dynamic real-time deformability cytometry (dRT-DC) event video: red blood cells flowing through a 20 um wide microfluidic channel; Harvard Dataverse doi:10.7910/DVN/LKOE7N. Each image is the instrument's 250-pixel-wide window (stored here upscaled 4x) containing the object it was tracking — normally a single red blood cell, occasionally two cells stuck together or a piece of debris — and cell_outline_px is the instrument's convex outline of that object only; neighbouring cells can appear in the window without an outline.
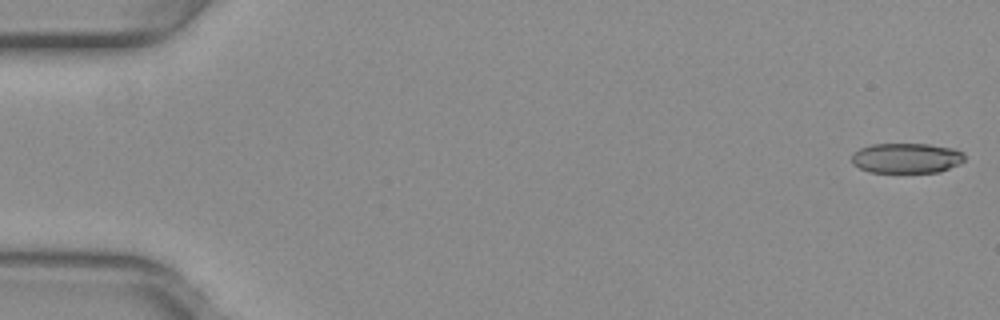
{"species": "common noctule bat (a hibernating species)", "species_latin": "Nyctalus noctula", "temperature_condition": "warm", "stored_images_in_passage": 52, "camera_frame_rate_fps": 3000, "um_per_image_px": 0.085, "animal": {"sex": "female", "body_mass_g": 29.2, "forearm_length_mm": 56.3}, "frame": {"image": 1, "passage_image": 1, "time_ms": 0.0, "image_size_px": [1000, 320], "cell_outline_px": [[964, 160], [960, 164], [940, 172], [868, 172], [852, 164], [852, 152], [860, 148], [872, 144], [928, 144], [952, 148], [964, 152]], "centroid_in_image_um": [77.05, 13.44], "position_along_channel_um": 8.0, "area_um2": 19.94}}
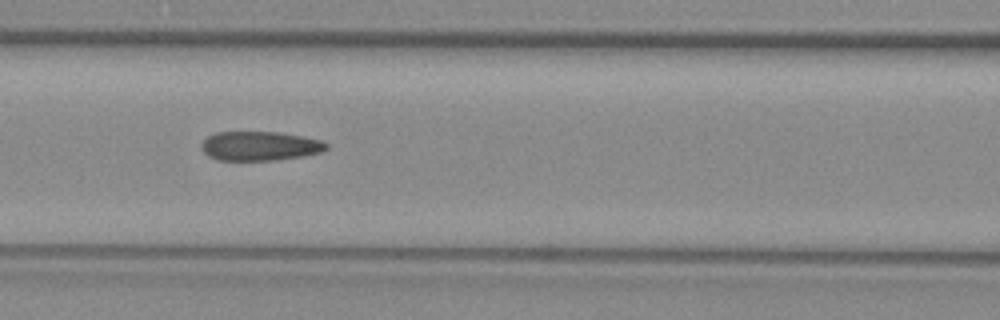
{"frame": {"image": 2, "passage_image": 23, "time_ms": 7.333, "image_size_px": [1000, 320], "cell_outline_px": [[328, 148], [320, 152], [304, 156], [276, 160], [216, 160], [208, 156], [200, 148], [200, 144], [208, 136], [216, 132], [276, 132], [300, 136], [320, 140], [328, 144]], "centroid_in_image_um": [22.05, 12.41], "position_along_channel_um": 144.6, "area_um2": 21.27}}
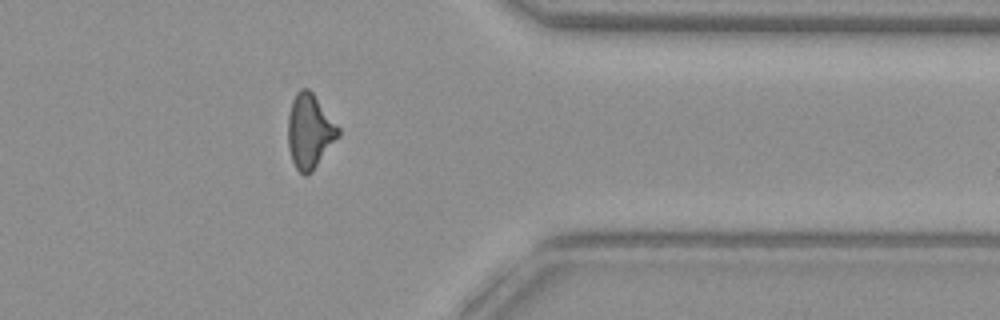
{"frame": {"image": 3, "passage_image": 42, "time_ms": 13.667, "image_size_px": [1000, 320], "cell_outline_px": [[340, 136], [312, 172], [308, 176], [304, 176], [296, 168], [292, 160], [288, 148], [288, 116], [292, 100], [296, 92], [300, 88], [308, 88], [312, 92], [340, 128]], "centroid_in_image_um": [26.32, 11.17], "position_along_channel_um": 385.1, "area_um2": 21.96}, "authors_computed_cell_mechanics": {"area_um2": 21.7039, "velocity_mm_per_s": 4.0128, "shape_relaxation_time_tau1_ms": null, "shape_relaxation_time_tau2_ms": 1.955, "deformation_change_tau1": null, "deformation_change_tau2": 0.0936}}